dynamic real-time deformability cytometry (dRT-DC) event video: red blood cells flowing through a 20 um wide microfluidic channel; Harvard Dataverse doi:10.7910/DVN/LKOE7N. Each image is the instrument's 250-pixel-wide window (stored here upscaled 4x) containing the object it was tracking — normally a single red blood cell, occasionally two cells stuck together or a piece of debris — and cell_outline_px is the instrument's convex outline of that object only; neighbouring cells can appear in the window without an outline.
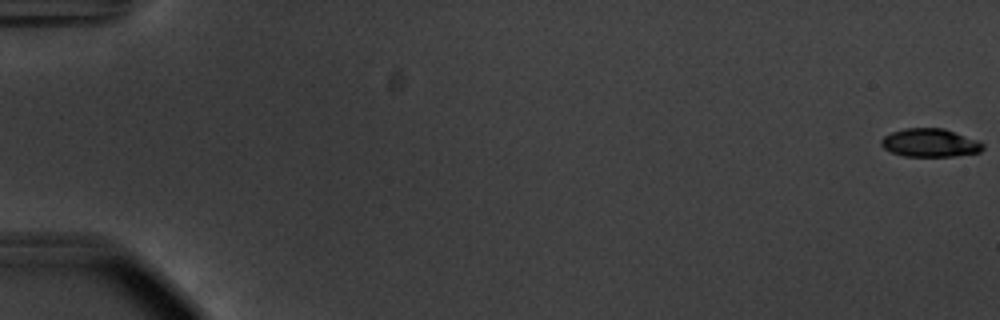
{"species": "common noctule bat (a hibernating species)", "species_latin": "Nyctalus noctula", "temperature_condition": "warm", "stored_images_in_passage": 56, "camera_frame_rate_fps": 3000, "um_per_image_px": 0.085, "animal": {"sex": "male", "body_mass_g": 20.1, "forearm_length_mm": 53.5}, "frame": {"image": 1, "passage_image": 1, "time_ms": 0.0, "image_size_px": [1000, 320], "cell_outline_px": [[984, 148], [980, 152], [952, 156], [904, 156], [892, 152], [884, 148], [880, 144], [880, 140], [884, 136], [892, 132], [904, 128], [944, 128], [976, 140], [984, 144]], "centroid_in_image_um": [79.03, 12.13], "position_along_channel_um": 6.0, "area_um2": 16.65}}
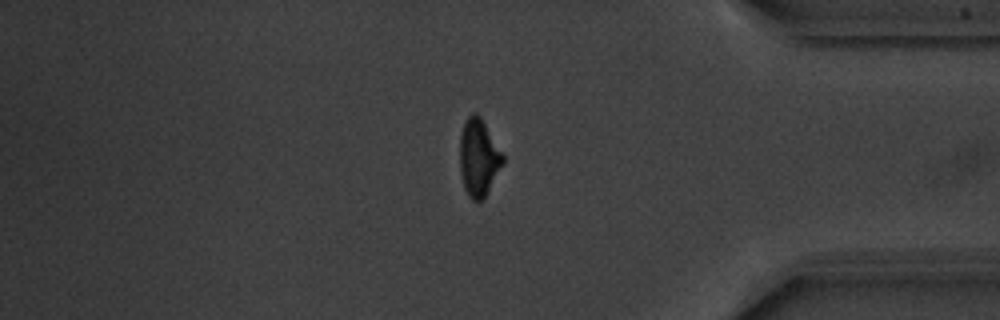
{"frame": {"image": 2, "passage_image": 48, "time_ms": 15.667, "image_size_px": [1000, 320], "cell_outline_px": [[504, 164], [484, 200], [472, 200], [468, 196], [464, 188], [460, 172], [460, 132], [468, 116], [472, 112], [476, 112], [480, 116], [504, 156]], "centroid_in_image_um": [40.69, 13.43], "position_along_channel_um": 394.5, "area_um2": 19.54}}
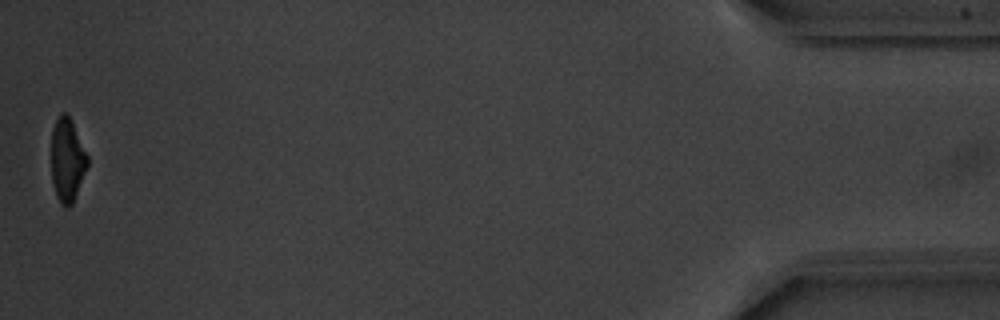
{"frame": {"image": 3, "passage_image": 56, "time_ms": 18.333, "image_size_px": [1000, 320], "cell_outline_px": [[88, 164], [72, 204], [68, 208], [64, 208], [60, 204], [56, 196], [52, 180], [52, 128], [60, 112], [64, 112], [72, 120], [88, 156]], "centroid_in_image_um": [5.71, 13.6], "position_along_channel_um": 429.5, "area_um2": 17.57}, "authors_computed_cell_mechanics": {"area_um2": 19.0451, "velocity_mm_per_s": 3.7359, "shape_relaxation_time_tau1_ms": 3.3912, "shape_relaxation_time_tau2_ms": 4.0142, "deformation_change_tau1": 0.1694, "deformation_change_tau2": 0.0993}}